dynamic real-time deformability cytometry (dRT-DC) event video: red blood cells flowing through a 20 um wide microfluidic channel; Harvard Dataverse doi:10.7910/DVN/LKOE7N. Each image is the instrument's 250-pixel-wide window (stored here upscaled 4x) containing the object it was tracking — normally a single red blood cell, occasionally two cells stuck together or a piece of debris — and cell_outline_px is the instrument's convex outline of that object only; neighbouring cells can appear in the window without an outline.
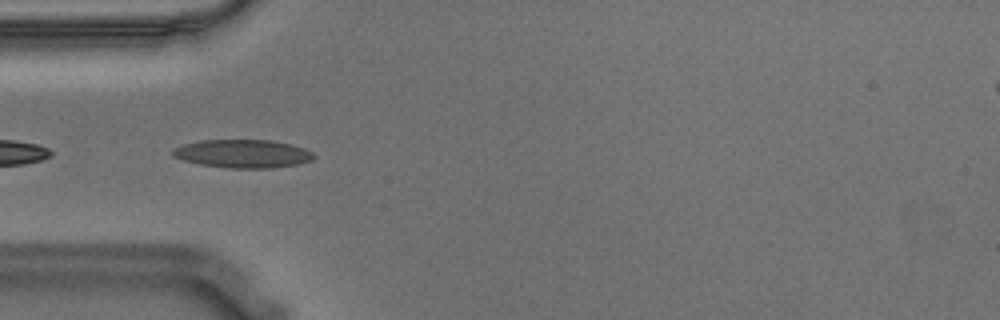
{"species": "Egyptian fruit bat (a non-hibernating species)", "species_latin": "Rousettus aegyptiacus", "temperature_condition": "warm", "stored_images_in_passage": 8, "camera_frame_rate_fps": 3000, "um_per_image_px": 0.085, "animal": {"sex": "male"}, "frame": {"image": 1, "passage_image": 2, "time_ms": 0.333, "image_size_px": [1000, 320], "cell_outline_px": [[316, 156], [312, 160], [296, 164], [272, 168], [232, 168], [200, 164], [184, 160], [172, 156], [172, 148], [184, 144], [200, 140], [272, 140], [304, 148], [312, 152]], "centroid_in_image_um": [20.62, 13.06], "position_along_channel_um": 64.4, "area_um2": 23.12}}